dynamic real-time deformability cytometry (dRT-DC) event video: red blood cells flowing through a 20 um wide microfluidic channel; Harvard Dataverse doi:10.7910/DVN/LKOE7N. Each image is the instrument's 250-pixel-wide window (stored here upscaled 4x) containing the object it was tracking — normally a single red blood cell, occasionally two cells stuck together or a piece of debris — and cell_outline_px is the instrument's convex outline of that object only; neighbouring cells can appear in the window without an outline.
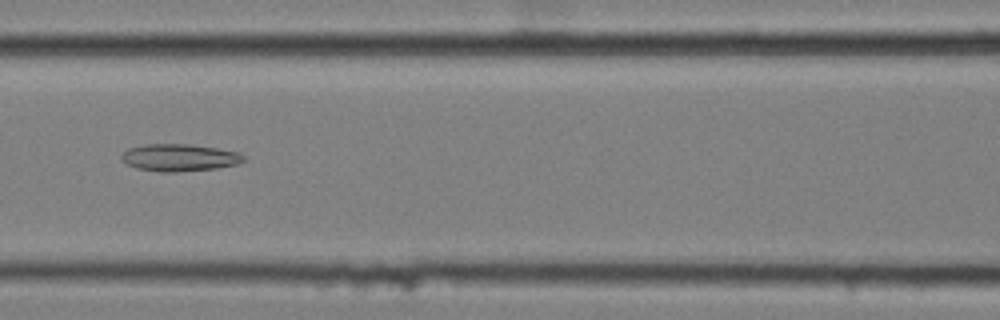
{"species": "common noctule bat (a hibernating species)", "species_latin": "Nyctalus noctula", "temperature_condition": "cold", "stored_images_in_passage": 9, "camera_frame_rate_fps": 3000, "um_per_image_px": 0.085, "animal": {"sex": "female", "body_mass_g": 25.1}, "frame": {"image": 1, "passage_image": 6, "time_ms": 1.667, "image_size_px": [1000, 320], "cell_outline_px": [[244, 160], [236, 164], [216, 168], [176, 172], [160, 172], [136, 168], [120, 160], [120, 156], [128, 148], [144, 144], [188, 144], [216, 148], [236, 152], [244, 156]], "centroid_in_image_um": [15.18, 13.39], "position_along_channel_um": 151.4, "area_um2": 19.25}}
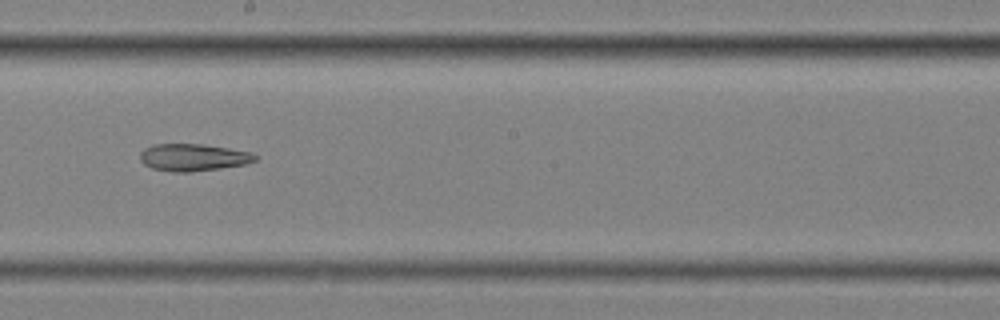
{"frame": {"image": 2, "passage_image": 8, "time_ms": 2.333, "image_size_px": [1000, 320], "cell_outline_px": [[256, 160], [244, 164], [220, 168], [192, 172], [172, 172], [152, 168], [144, 164], [140, 160], [140, 152], [144, 148], [152, 144], [204, 144], [252, 152], [256, 156]], "centroid_in_image_um": [16.39, 13.37], "position_along_channel_um": 231.8, "area_um2": 18.26}}
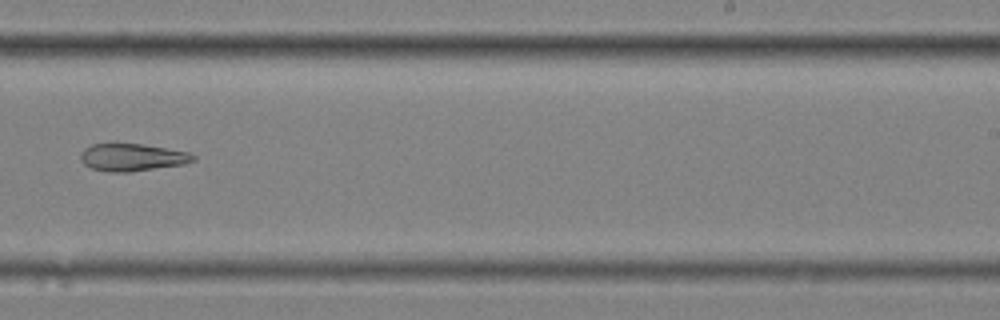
{"frame": {"image": 3, "passage_image": 9, "time_ms": 2.667, "image_size_px": [1000, 320], "cell_outline_px": [[196, 160], [184, 164], [128, 172], [112, 172], [92, 168], [84, 164], [80, 156], [84, 148], [92, 144], [112, 140], [144, 144], [188, 152], [196, 156]], "centroid_in_image_um": [11.2, 13.32], "position_along_channel_um": 277.8, "area_um2": 18.55}}